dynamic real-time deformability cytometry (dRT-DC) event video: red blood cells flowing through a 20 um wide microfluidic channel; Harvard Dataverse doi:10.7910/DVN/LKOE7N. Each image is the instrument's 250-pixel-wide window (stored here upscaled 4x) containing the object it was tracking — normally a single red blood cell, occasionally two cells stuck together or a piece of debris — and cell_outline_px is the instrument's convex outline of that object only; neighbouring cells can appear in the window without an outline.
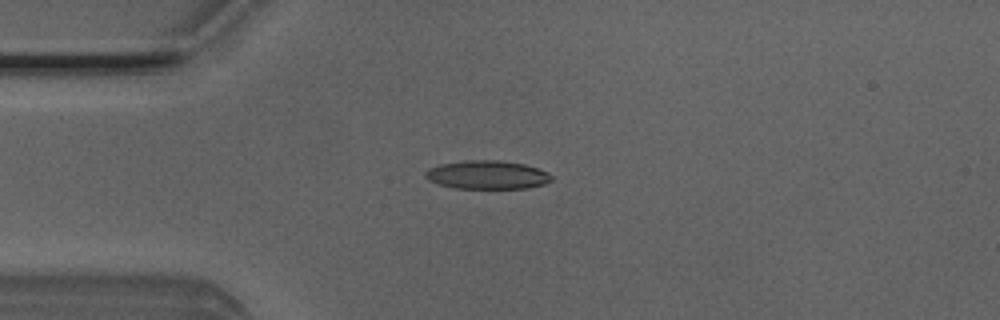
{"species": "Egyptian fruit bat (a non-hibernating species)", "species_latin": "Rousettus aegyptiacus", "temperature_condition": "room temperature", "stored_images_in_passage": 9, "camera_frame_rate_fps": 3000, "um_per_image_px": 0.085, "animal": {"sex": "male"}, "frame": {"image": 1, "passage_image": 4, "time_ms": 1.0, "image_size_px": [1000, 320], "cell_outline_px": [[552, 180], [544, 184], [528, 188], [456, 188], [440, 184], [428, 180], [424, 176], [424, 172], [428, 168], [440, 164], [464, 160], [500, 160], [524, 164], [536, 168], [552, 176]], "centroid_in_image_um": [41.37, 14.85], "position_along_channel_um": 43.6, "area_um2": 20.87}}